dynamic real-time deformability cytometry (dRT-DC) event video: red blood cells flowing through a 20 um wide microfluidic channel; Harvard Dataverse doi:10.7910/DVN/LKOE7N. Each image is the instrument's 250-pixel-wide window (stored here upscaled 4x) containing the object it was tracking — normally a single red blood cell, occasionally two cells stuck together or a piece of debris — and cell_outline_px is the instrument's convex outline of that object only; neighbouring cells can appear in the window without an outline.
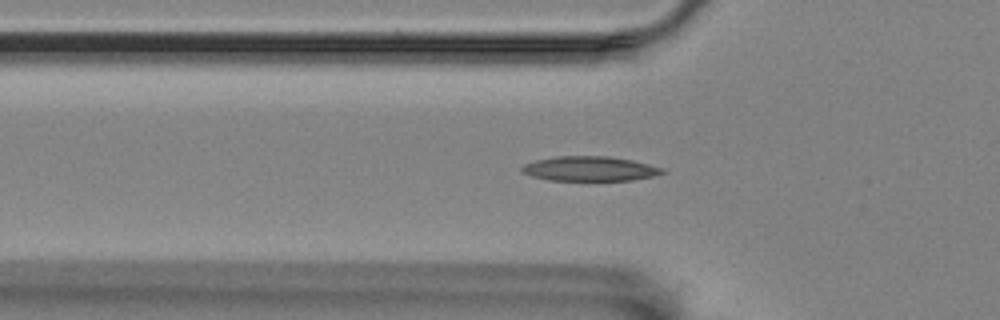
{"species": "Egyptian fruit bat (a non-hibernating species)", "species_latin": "Rousettus aegyptiacus", "temperature_condition": "room temperature", "stored_images_in_passage": 57, "segment_of_instrument_passage": [1, 2], "camera_frame_rate_fps": 3000, "um_per_image_px": 0.085, "animal": {"sex": "female"}, "frame": {"image": 1, "passage_image": 18, "time_ms": 5.667, "image_size_px": [1000, 320], "cell_outline_px": [[668, 172], [652, 176], [632, 180], [548, 180], [532, 176], [520, 172], [520, 168], [524, 164], [536, 160], [556, 156], [608, 156], [632, 160], [664, 168]], "centroid_in_image_um": [50.12, 14.34], "position_along_channel_um": 75.7, "area_um2": 20.23}}
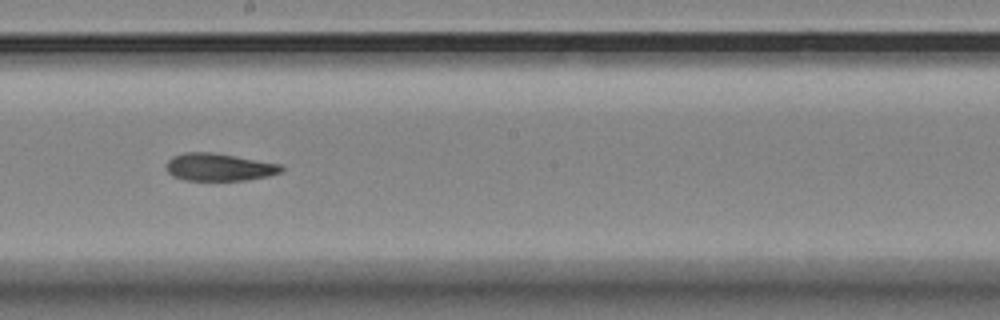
{"frame": {"image": 2, "passage_image": 31, "time_ms": 10.0, "image_size_px": [1000, 320], "cell_outline_px": [[284, 168], [280, 172], [268, 176], [248, 180], [184, 180], [172, 176], [168, 172], [168, 160], [172, 156], [184, 152], [212, 152], [280, 164]], "centroid_in_image_um": [18.61, 14.2], "position_along_channel_um": 229.6, "area_um2": 18.32}}
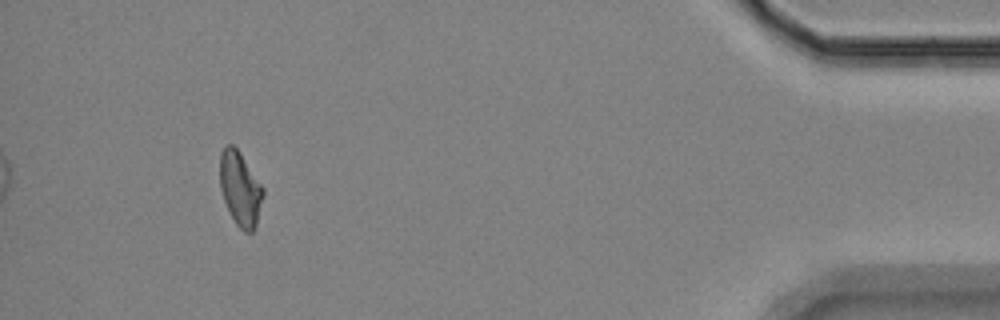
{"frame": {"image": 3, "passage_image": 52, "time_ms": 17.0, "image_size_px": [1000, 320], "cell_outline_px": [[264, 196], [256, 224], [252, 232], [244, 232], [236, 224], [224, 200], [220, 188], [220, 152], [228, 144], [232, 144], [236, 148], [264, 188]], "centroid_in_image_um": [20.42, 16.05], "position_along_channel_um": 414.8, "area_um2": 18.38}}